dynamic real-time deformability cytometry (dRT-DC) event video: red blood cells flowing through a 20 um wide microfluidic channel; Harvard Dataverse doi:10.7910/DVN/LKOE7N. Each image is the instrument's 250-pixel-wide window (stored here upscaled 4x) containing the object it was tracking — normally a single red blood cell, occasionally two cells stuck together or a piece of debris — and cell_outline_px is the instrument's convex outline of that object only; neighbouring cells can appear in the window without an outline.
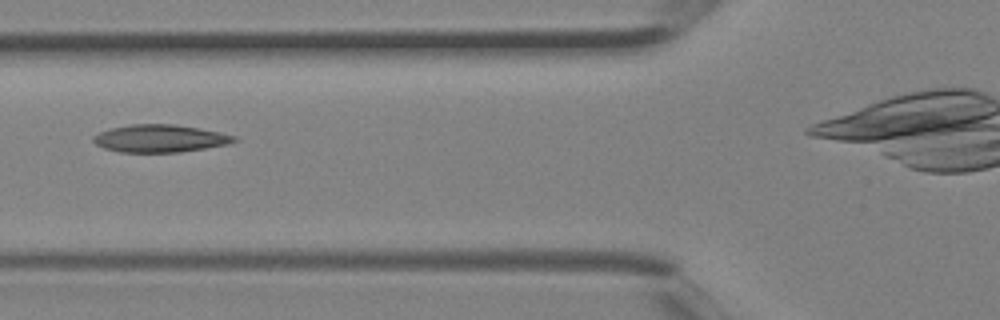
{"species": "Egyptian fruit bat (a non-hibernating species)", "species_latin": "Rousettus aegyptiacus", "temperature_condition": "room temperature", "stored_images_in_passage": 4, "camera_frame_rate_fps": 3000, "um_per_image_px": 0.085, "animal": {"sex": "female"}, "frame": {"image": 1, "passage_image": 3, "time_ms": 0.667, "image_size_px": [1000, 320], "cell_outline_px": [[240, 140], [228, 144], [180, 152], [120, 152], [104, 148], [96, 144], [92, 140], [92, 136], [100, 132], [112, 128], [132, 124], [176, 124], [220, 132], [236, 136]], "centroid_in_image_um": [13.61, 11.76], "position_along_channel_um": 112.2, "area_um2": 22.6}}